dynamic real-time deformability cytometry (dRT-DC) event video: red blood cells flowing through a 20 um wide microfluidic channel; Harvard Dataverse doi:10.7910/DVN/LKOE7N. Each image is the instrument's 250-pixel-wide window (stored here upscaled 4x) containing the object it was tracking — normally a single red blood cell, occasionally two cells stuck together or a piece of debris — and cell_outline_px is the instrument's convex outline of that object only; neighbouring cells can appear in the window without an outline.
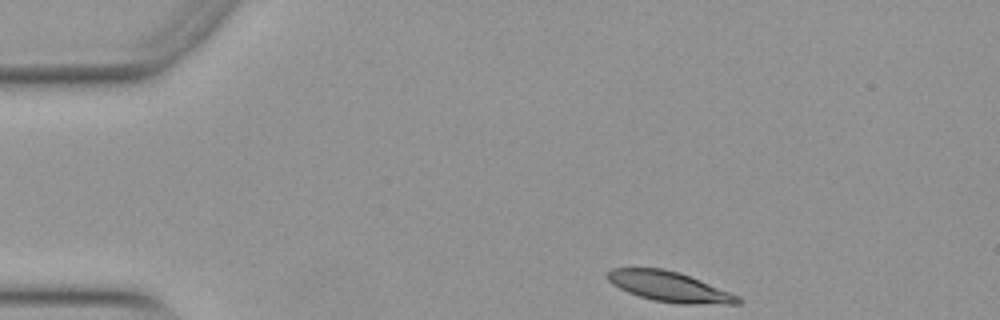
{"species": "Egyptian fruit bat (a non-hibernating species)", "species_latin": "Rousettus aegyptiacus", "temperature_condition": "warm", "stored_images_in_passage": 7, "camera_frame_rate_fps": 3000, "um_per_image_px": 0.085, "animal": {"sex": "female"}, "frame": {"image": 1, "passage_image": 1, "time_ms": 0.0, "image_size_px": [1000, 320], "cell_outline_px": [[744, 300], [740, 304], [680, 304], [652, 300], [628, 292], [612, 284], [604, 276], [604, 272], [612, 268], [664, 268], [680, 272], [740, 296]], "centroid_in_image_um": [56.89, 24.36], "position_along_channel_um": 28.1, "area_um2": 23.18}}